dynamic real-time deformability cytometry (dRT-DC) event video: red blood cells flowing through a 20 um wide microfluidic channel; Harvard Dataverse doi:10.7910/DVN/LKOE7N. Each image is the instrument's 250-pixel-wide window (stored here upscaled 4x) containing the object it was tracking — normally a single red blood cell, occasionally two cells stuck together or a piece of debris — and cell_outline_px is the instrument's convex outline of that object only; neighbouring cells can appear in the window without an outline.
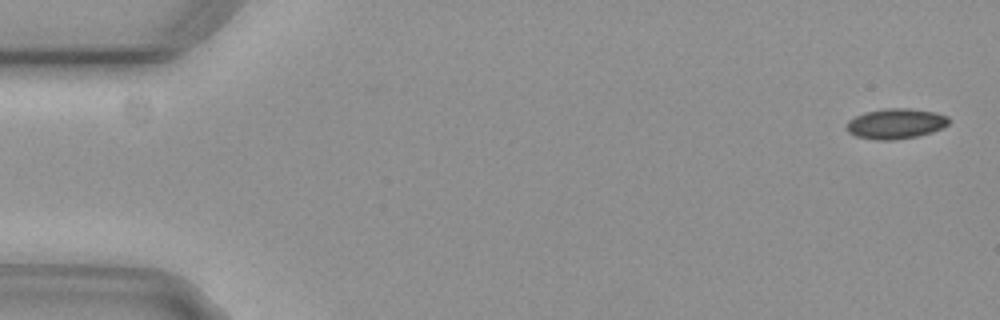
{"species": "common noctule bat (a hibernating species)", "species_latin": "Nyctalus noctula", "temperature_condition": "cold", "stored_images_in_passage": 2, "segment_of_instrument_passage": [2, 2], "camera_frame_rate_fps": 3000, "um_per_image_px": 0.085, "animal": {"sex": "female", "body_mass_g": 29.2, "forearm_length_mm": 56.3}, "frame": {"image": 1, "passage_image": 2, "time_ms": 0.333, "image_size_px": [1000, 320], "cell_outline_px": [[948, 124], [932, 132], [916, 136], [896, 140], [876, 140], [856, 136], [848, 132], [848, 120], [864, 112], [888, 108], [908, 108], [936, 112], [948, 116]], "centroid_in_image_um": [76.14, 10.51], "position_along_channel_um": 8.9, "area_um2": 17.92}}